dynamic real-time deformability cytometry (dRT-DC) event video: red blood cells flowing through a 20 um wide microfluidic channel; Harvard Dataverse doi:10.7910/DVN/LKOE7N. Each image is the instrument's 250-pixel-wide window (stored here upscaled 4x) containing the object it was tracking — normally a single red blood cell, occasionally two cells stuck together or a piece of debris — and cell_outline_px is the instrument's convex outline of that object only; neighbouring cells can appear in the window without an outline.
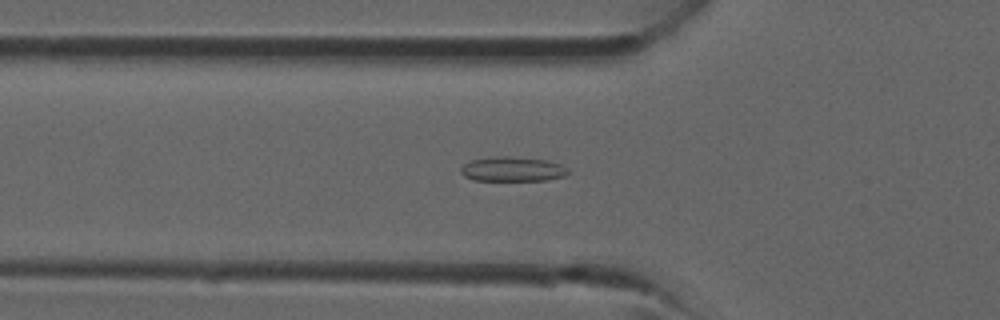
{"species": "common noctule bat (a hibernating species)", "species_latin": "Nyctalus noctula", "temperature_condition": "room temperature", "stored_images_in_passage": 38, "camera_frame_rate_fps": 3000, "um_per_image_px": 0.085, "animal": {"sex": "male", "forearm_length_mm": 52.5}, "frame": {"image": 1, "passage_image": 12, "time_ms": 3.667, "image_size_px": [1000, 320], "cell_outline_px": [[568, 172], [564, 176], [548, 180], [476, 180], [464, 176], [460, 172], [460, 168], [464, 164], [472, 160], [492, 156], [508, 156], [548, 160], [560, 164], [568, 168]], "centroid_in_image_um": [43.56, 14.37], "position_along_channel_um": 82.2, "area_um2": 15.37}}
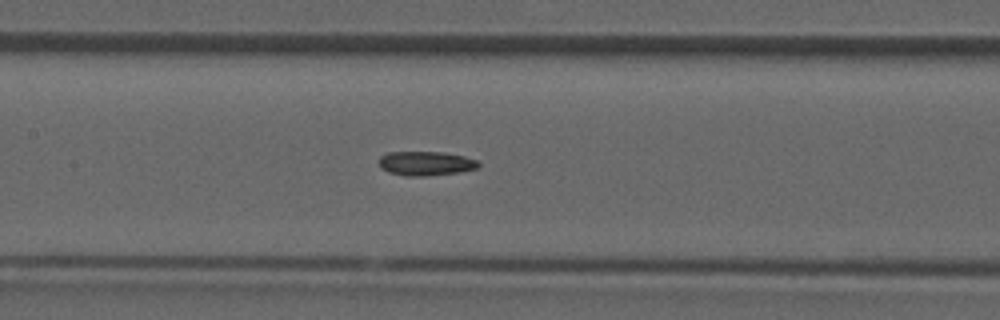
{"frame": {"image": 2, "passage_image": 17, "time_ms": 5.333, "image_size_px": [1000, 320], "cell_outline_px": [[480, 168], [460, 172], [424, 176], [404, 176], [388, 172], [380, 168], [380, 156], [388, 152], [444, 152], [464, 156], [476, 160], [480, 164]], "centroid_in_image_um": [36.2, 13.89], "position_along_channel_um": 171.2, "area_um2": 14.16}}
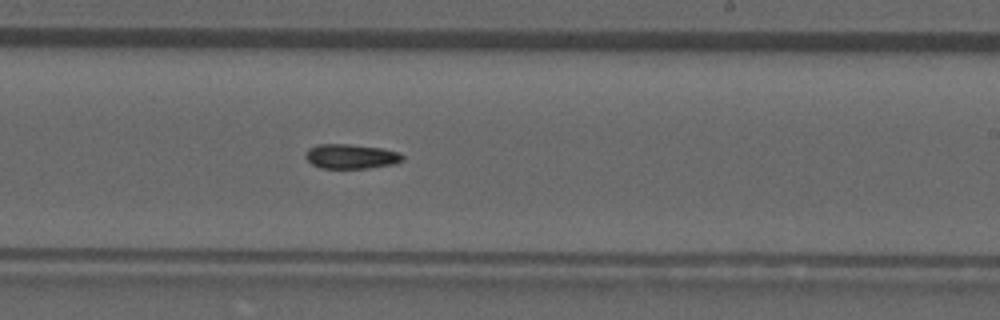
{"frame": {"image": 3, "passage_image": 22, "time_ms": 7.0, "image_size_px": [1000, 320], "cell_outline_px": [[404, 160], [392, 164], [368, 168], [320, 168], [312, 164], [304, 156], [304, 152], [308, 148], [316, 144], [348, 144], [380, 148], [400, 152], [404, 156]], "centroid_in_image_um": [29.8, 13.29], "position_along_channel_um": 259.2, "area_um2": 13.99}}